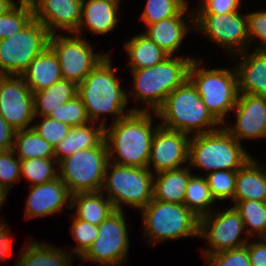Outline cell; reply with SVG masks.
<instances>
[{
	"label": "cell",
	"mask_w": 266,
	"mask_h": 266,
	"mask_svg": "<svg viewBox=\"0 0 266 266\" xmlns=\"http://www.w3.org/2000/svg\"><path fill=\"white\" fill-rule=\"evenodd\" d=\"M150 109H131L126 116L114 121L110 129L104 127V140L108 157L117 153L112 163L148 168L152 139L157 127L152 129Z\"/></svg>",
	"instance_id": "1"
},
{
	"label": "cell",
	"mask_w": 266,
	"mask_h": 266,
	"mask_svg": "<svg viewBox=\"0 0 266 266\" xmlns=\"http://www.w3.org/2000/svg\"><path fill=\"white\" fill-rule=\"evenodd\" d=\"M155 115L164 120L160 126L188 135L191 130H195L194 135L209 133L217 130L214 126L221 125L208 111L189 80L166 97Z\"/></svg>",
	"instance_id": "2"
},
{
	"label": "cell",
	"mask_w": 266,
	"mask_h": 266,
	"mask_svg": "<svg viewBox=\"0 0 266 266\" xmlns=\"http://www.w3.org/2000/svg\"><path fill=\"white\" fill-rule=\"evenodd\" d=\"M126 93L115 77L110 56H107L78 84L77 95L94 124L104 113L116 115L115 121L125 117L124 111L128 102Z\"/></svg>",
	"instance_id": "3"
},
{
	"label": "cell",
	"mask_w": 266,
	"mask_h": 266,
	"mask_svg": "<svg viewBox=\"0 0 266 266\" xmlns=\"http://www.w3.org/2000/svg\"><path fill=\"white\" fill-rule=\"evenodd\" d=\"M189 143V166L208 173L239 170L251 157L234 137L220 127L209 133L193 135Z\"/></svg>",
	"instance_id": "4"
},
{
	"label": "cell",
	"mask_w": 266,
	"mask_h": 266,
	"mask_svg": "<svg viewBox=\"0 0 266 266\" xmlns=\"http://www.w3.org/2000/svg\"><path fill=\"white\" fill-rule=\"evenodd\" d=\"M193 59L167 57L153 67L131 70L135 99L149 104L156 112L166 97L188 80L189 67Z\"/></svg>",
	"instance_id": "5"
},
{
	"label": "cell",
	"mask_w": 266,
	"mask_h": 266,
	"mask_svg": "<svg viewBox=\"0 0 266 266\" xmlns=\"http://www.w3.org/2000/svg\"><path fill=\"white\" fill-rule=\"evenodd\" d=\"M202 61L194 59L191 62L188 80L196 88L202 102L212 116L225 125V115L234 110L239 91L236 70L200 68Z\"/></svg>",
	"instance_id": "6"
},
{
	"label": "cell",
	"mask_w": 266,
	"mask_h": 266,
	"mask_svg": "<svg viewBox=\"0 0 266 266\" xmlns=\"http://www.w3.org/2000/svg\"><path fill=\"white\" fill-rule=\"evenodd\" d=\"M110 167L113 169L111 173L108 172ZM153 180V172L148 168L122 166L109 159L102 188L108 192L107 197L116 210H123V202L143 209L153 199Z\"/></svg>",
	"instance_id": "7"
},
{
	"label": "cell",
	"mask_w": 266,
	"mask_h": 266,
	"mask_svg": "<svg viewBox=\"0 0 266 266\" xmlns=\"http://www.w3.org/2000/svg\"><path fill=\"white\" fill-rule=\"evenodd\" d=\"M109 161L103 139L96 147L84 149L58 162V177L71 194L102 191L105 169Z\"/></svg>",
	"instance_id": "8"
},
{
	"label": "cell",
	"mask_w": 266,
	"mask_h": 266,
	"mask_svg": "<svg viewBox=\"0 0 266 266\" xmlns=\"http://www.w3.org/2000/svg\"><path fill=\"white\" fill-rule=\"evenodd\" d=\"M142 210L144 235H149L150 244L167 239L199 236V218L184 204L155 200Z\"/></svg>",
	"instance_id": "9"
},
{
	"label": "cell",
	"mask_w": 266,
	"mask_h": 266,
	"mask_svg": "<svg viewBox=\"0 0 266 266\" xmlns=\"http://www.w3.org/2000/svg\"><path fill=\"white\" fill-rule=\"evenodd\" d=\"M50 33L34 18L19 32L0 40V75L22 76L49 46Z\"/></svg>",
	"instance_id": "10"
},
{
	"label": "cell",
	"mask_w": 266,
	"mask_h": 266,
	"mask_svg": "<svg viewBox=\"0 0 266 266\" xmlns=\"http://www.w3.org/2000/svg\"><path fill=\"white\" fill-rule=\"evenodd\" d=\"M123 210H116L98 225V237L80 257L106 266L125 263L129 238Z\"/></svg>",
	"instance_id": "11"
},
{
	"label": "cell",
	"mask_w": 266,
	"mask_h": 266,
	"mask_svg": "<svg viewBox=\"0 0 266 266\" xmlns=\"http://www.w3.org/2000/svg\"><path fill=\"white\" fill-rule=\"evenodd\" d=\"M49 47L58 57L62 77L77 85L108 56L94 54L90 44L79 35L68 37L50 34Z\"/></svg>",
	"instance_id": "12"
},
{
	"label": "cell",
	"mask_w": 266,
	"mask_h": 266,
	"mask_svg": "<svg viewBox=\"0 0 266 266\" xmlns=\"http://www.w3.org/2000/svg\"><path fill=\"white\" fill-rule=\"evenodd\" d=\"M193 16V24L198 30L203 31L208 39L227 50L232 49L234 53L236 51L237 54L246 51V45L250 43L248 42L247 15L242 16L235 11L227 14H196V17Z\"/></svg>",
	"instance_id": "13"
},
{
	"label": "cell",
	"mask_w": 266,
	"mask_h": 266,
	"mask_svg": "<svg viewBox=\"0 0 266 266\" xmlns=\"http://www.w3.org/2000/svg\"><path fill=\"white\" fill-rule=\"evenodd\" d=\"M205 215L199 219V237L206 238L213 250H206L204 256L236 249L247 244V239H240L245 231L240 213L234 206L232 208Z\"/></svg>",
	"instance_id": "14"
},
{
	"label": "cell",
	"mask_w": 266,
	"mask_h": 266,
	"mask_svg": "<svg viewBox=\"0 0 266 266\" xmlns=\"http://www.w3.org/2000/svg\"><path fill=\"white\" fill-rule=\"evenodd\" d=\"M0 75V115L16 131L35 118L33 93L21 76Z\"/></svg>",
	"instance_id": "15"
},
{
	"label": "cell",
	"mask_w": 266,
	"mask_h": 266,
	"mask_svg": "<svg viewBox=\"0 0 266 266\" xmlns=\"http://www.w3.org/2000/svg\"><path fill=\"white\" fill-rule=\"evenodd\" d=\"M187 135L177 130L157 126L152 139L148 169L152 163L157 174L182 168L181 164L189 162L190 138Z\"/></svg>",
	"instance_id": "16"
},
{
	"label": "cell",
	"mask_w": 266,
	"mask_h": 266,
	"mask_svg": "<svg viewBox=\"0 0 266 266\" xmlns=\"http://www.w3.org/2000/svg\"><path fill=\"white\" fill-rule=\"evenodd\" d=\"M236 125L223 127L239 143L245 138L266 137V96L239 93Z\"/></svg>",
	"instance_id": "17"
},
{
	"label": "cell",
	"mask_w": 266,
	"mask_h": 266,
	"mask_svg": "<svg viewBox=\"0 0 266 266\" xmlns=\"http://www.w3.org/2000/svg\"><path fill=\"white\" fill-rule=\"evenodd\" d=\"M83 0H30L34 19L54 34L59 28L75 33L81 21Z\"/></svg>",
	"instance_id": "18"
},
{
	"label": "cell",
	"mask_w": 266,
	"mask_h": 266,
	"mask_svg": "<svg viewBox=\"0 0 266 266\" xmlns=\"http://www.w3.org/2000/svg\"><path fill=\"white\" fill-rule=\"evenodd\" d=\"M29 187L31 191L26 203L27 218L43 217L58 211L61 212L68 199L69 209H71L72 194L59 177L44 184Z\"/></svg>",
	"instance_id": "19"
},
{
	"label": "cell",
	"mask_w": 266,
	"mask_h": 266,
	"mask_svg": "<svg viewBox=\"0 0 266 266\" xmlns=\"http://www.w3.org/2000/svg\"><path fill=\"white\" fill-rule=\"evenodd\" d=\"M242 54L235 69L239 93L266 96V50Z\"/></svg>",
	"instance_id": "20"
},
{
	"label": "cell",
	"mask_w": 266,
	"mask_h": 266,
	"mask_svg": "<svg viewBox=\"0 0 266 266\" xmlns=\"http://www.w3.org/2000/svg\"><path fill=\"white\" fill-rule=\"evenodd\" d=\"M21 77L32 93L50 87L63 78L57 55L48 46L32 60Z\"/></svg>",
	"instance_id": "21"
},
{
	"label": "cell",
	"mask_w": 266,
	"mask_h": 266,
	"mask_svg": "<svg viewBox=\"0 0 266 266\" xmlns=\"http://www.w3.org/2000/svg\"><path fill=\"white\" fill-rule=\"evenodd\" d=\"M119 3L109 0L82 1L81 21L75 36L80 35L82 24L94 34H105L113 30L117 24Z\"/></svg>",
	"instance_id": "22"
},
{
	"label": "cell",
	"mask_w": 266,
	"mask_h": 266,
	"mask_svg": "<svg viewBox=\"0 0 266 266\" xmlns=\"http://www.w3.org/2000/svg\"><path fill=\"white\" fill-rule=\"evenodd\" d=\"M104 122L102 120L97 127L89 126V123L72 127L68 135L54 147L57 162L80 150L96 147L104 139Z\"/></svg>",
	"instance_id": "23"
},
{
	"label": "cell",
	"mask_w": 266,
	"mask_h": 266,
	"mask_svg": "<svg viewBox=\"0 0 266 266\" xmlns=\"http://www.w3.org/2000/svg\"><path fill=\"white\" fill-rule=\"evenodd\" d=\"M252 157L237 170L235 204L239 201L255 200L266 202V180L262 169Z\"/></svg>",
	"instance_id": "24"
},
{
	"label": "cell",
	"mask_w": 266,
	"mask_h": 266,
	"mask_svg": "<svg viewBox=\"0 0 266 266\" xmlns=\"http://www.w3.org/2000/svg\"><path fill=\"white\" fill-rule=\"evenodd\" d=\"M74 207H77V211L73 217L93 225H99L116 211L110 199L104 198L103 191L72 194L71 210Z\"/></svg>",
	"instance_id": "25"
},
{
	"label": "cell",
	"mask_w": 266,
	"mask_h": 266,
	"mask_svg": "<svg viewBox=\"0 0 266 266\" xmlns=\"http://www.w3.org/2000/svg\"><path fill=\"white\" fill-rule=\"evenodd\" d=\"M185 12L187 7L178 16L147 25L148 30L144 33L169 56L179 48L188 31L189 26L182 18Z\"/></svg>",
	"instance_id": "26"
},
{
	"label": "cell",
	"mask_w": 266,
	"mask_h": 266,
	"mask_svg": "<svg viewBox=\"0 0 266 266\" xmlns=\"http://www.w3.org/2000/svg\"><path fill=\"white\" fill-rule=\"evenodd\" d=\"M188 167L159 172L154 177L153 198L155 200L183 204L186 186L192 175Z\"/></svg>",
	"instance_id": "27"
},
{
	"label": "cell",
	"mask_w": 266,
	"mask_h": 266,
	"mask_svg": "<svg viewBox=\"0 0 266 266\" xmlns=\"http://www.w3.org/2000/svg\"><path fill=\"white\" fill-rule=\"evenodd\" d=\"M78 85L62 78L48 88L33 93L35 117L48 116L63 103L77 96Z\"/></svg>",
	"instance_id": "28"
},
{
	"label": "cell",
	"mask_w": 266,
	"mask_h": 266,
	"mask_svg": "<svg viewBox=\"0 0 266 266\" xmlns=\"http://www.w3.org/2000/svg\"><path fill=\"white\" fill-rule=\"evenodd\" d=\"M129 55V66L131 70L153 67L164 61L169 55L165 53L146 34L141 33L124 43Z\"/></svg>",
	"instance_id": "29"
},
{
	"label": "cell",
	"mask_w": 266,
	"mask_h": 266,
	"mask_svg": "<svg viewBox=\"0 0 266 266\" xmlns=\"http://www.w3.org/2000/svg\"><path fill=\"white\" fill-rule=\"evenodd\" d=\"M16 266H70L71 255L54 245L29 242Z\"/></svg>",
	"instance_id": "30"
},
{
	"label": "cell",
	"mask_w": 266,
	"mask_h": 266,
	"mask_svg": "<svg viewBox=\"0 0 266 266\" xmlns=\"http://www.w3.org/2000/svg\"><path fill=\"white\" fill-rule=\"evenodd\" d=\"M13 151L21 160L33 158H55L54 147L43 139L32 127L15 133Z\"/></svg>",
	"instance_id": "31"
},
{
	"label": "cell",
	"mask_w": 266,
	"mask_h": 266,
	"mask_svg": "<svg viewBox=\"0 0 266 266\" xmlns=\"http://www.w3.org/2000/svg\"><path fill=\"white\" fill-rule=\"evenodd\" d=\"M214 201L206 178L191 175L186 186L183 204L200 219L211 213L209 206Z\"/></svg>",
	"instance_id": "32"
},
{
	"label": "cell",
	"mask_w": 266,
	"mask_h": 266,
	"mask_svg": "<svg viewBox=\"0 0 266 266\" xmlns=\"http://www.w3.org/2000/svg\"><path fill=\"white\" fill-rule=\"evenodd\" d=\"M240 213L248 235L258 234V239L266 237V202L246 200L233 205ZM255 232V233H254Z\"/></svg>",
	"instance_id": "33"
},
{
	"label": "cell",
	"mask_w": 266,
	"mask_h": 266,
	"mask_svg": "<svg viewBox=\"0 0 266 266\" xmlns=\"http://www.w3.org/2000/svg\"><path fill=\"white\" fill-rule=\"evenodd\" d=\"M33 8L30 0H20L5 14L0 15V40L11 37L22 30L32 19Z\"/></svg>",
	"instance_id": "34"
},
{
	"label": "cell",
	"mask_w": 266,
	"mask_h": 266,
	"mask_svg": "<svg viewBox=\"0 0 266 266\" xmlns=\"http://www.w3.org/2000/svg\"><path fill=\"white\" fill-rule=\"evenodd\" d=\"M54 164H58L55 158H33L20 161L21 175L30 180V186L44 184L58 178Z\"/></svg>",
	"instance_id": "35"
},
{
	"label": "cell",
	"mask_w": 266,
	"mask_h": 266,
	"mask_svg": "<svg viewBox=\"0 0 266 266\" xmlns=\"http://www.w3.org/2000/svg\"><path fill=\"white\" fill-rule=\"evenodd\" d=\"M185 8L186 6L179 0H148L141 15V20L146 25H151L178 16Z\"/></svg>",
	"instance_id": "36"
},
{
	"label": "cell",
	"mask_w": 266,
	"mask_h": 266,
	"mask_svg": "<svg viewBox=\"0 0 266 266\" xmlns=\"http://www.w3.org/2000/svg\"><path fill=\"white\" fill-rule=\"evenodd\" d=\"M48 116L71 127L83 125L88 122L92 125L86 108L78 95L60 105L58 109L53 110Z\"/></svg>",
	"instance_id": "37"
},
{
	"label": "cell",
	"mask_w": 266,
	"mask_h": 266,
	"mask_svg": "<svg viewBox=\"0 0 266 266\" xmlns=\"http://www.w3.org/2000/svg\"><path fill=\"white\" fill-rule=\"evenodd\" d=\"M237 171L217 170L208 173L207 180L210 192L215 199L224 200L234 197Z\"/></svg>",
	"instance_id": "38"
},
{
	"label": "cell",
	"mask_w": 266,
	"mask_h": 266,
	"mask_svg": "<svg viewBox=\"0 0 266 266\" xmlns=\"http://www.w3.org/2000/svg\"><path fill=\"white\" fill-rule=\"evenodd\" d=\"M71 227V234L79 244L73 248V251L77 254V257H81L97 239L98 225H93L75 217Z\"/></svg>",
	"instance_id": "39"
},
{
	"label": "cell",
	"mask_w": 266,
	"mask_h": 266,
	"mask_svg": "<svg viewBox=\"0 0 266 266\" xmlns=\"http://www.w3.org/2000/svg\"><path fill=\"white\" fill-rule=\"evenodd\" d=\"M32 128L43 139L55 147L68 135L72 127L60 121H56L49 116H44L43 121L36 123Z\"/></svg>",
	"instance_id": "40"
},
{
	"label": "cell",
	"mask_w": 266,
	"mask_h": 266,
	"mask_svg": "<svg viewBox=\"0 0 266 266\" xmlns=\"http://www.w3.org/2000/svg\"><path fill=\"white\" fill-rule=\"evenodd\" d=\"M13 149L0 151V185L7 191L15 181H20V159L15 158ZM10 185V186H9Z\"/></svg>",
	"instance_id": "41"
},
{
	"label": "cell",
	"mask_w": 266,
	"mask_h": 266,
	"mask_svg": "<svg viewBox=\"0 0 266 266\" xmlns=\"http://www.w3.org/2000/svg\"><path fill=\"white\" fill-rule=\"evenodd\" d=\"M209 266H251L247 246L214 253L206 257Z\"/></svg>",
	"instance_id": "42"
},
{
	"label": "cell",
	"mask_w": 266,
	"mask_h": 266,
	"mask_svg": "<svg viewBox=\"0 0 266 266\" xmlns=\"http://www.w3.org/2000/svg\"><path fill=\"white\" fill-rule=\"evenodd\" d=\"M247 27L249 42L258 37L262 43L256 50H266V10L247 14Z\"/></svg>",
	"instance_id": "43"
},
{
	"label": "cell",
	"mask_w": 266,
	"mask_h": 266,
	"mask_svg": "<svg viewBox=\"0 0 266 266\" xmlns=\"http://www.w3.org/2000/svg\"><path fill=\"white\" fill-rule=\"evenodd\" d=\"M195 14H227L238 11L240 0H201Z\"/></svg>",
	"instance_id": "44"
},
{
	"label": "cell",
	"mask_w": 266,
	"mask_h": 266,
	"mask_svg": "<svg viewBox=\"0 0 266 266\" xmlns=\"http://www.w3.org/2000/svg\"><path fill=\"white\" fill-rule=\"evenodd\" d=\"M260 240L246 244L251 266H266V238Z\"/></svg>",
	"instance_id": "45"
},
{
	"label": "cell",
	"mask_w": 266,
	"mask_h": 266,
	"mask_svg": "<svg viewBox=\"0 0 266 266\" xmlns=\"http://www.w3.org/2000/svg\"><path fill=\"white\" fill-rule=\"evenodd\" d=\"M16 130L0 115V151L13 149Z\"/></svg>",
	"instance_id": "46"
},
{
	"label": "cell",
	"mask_w": 266,
	"mask_h": 266,
	"mask_svg": "<svg viewBox=\"0 0 266 266\" xmlns=\"http://www.w3.org/2000/svg\"><path fill=\"white\" fill-rule=\"evenodd\" d=\"M4 222L0 223V260L5 261V259L8 258L9 251H10V237L8 234H10V230L6 232L8 229H5Z\"/></svg>",
	"instance_id": "47"
},
{
	"label": "cell",
	"mask_w": 266,
	"mask_h": 266,
	"mask_svg": "<svg viewBox=\"0 0 266 266\" xmlns=\"http://www.w3.org/2000/svg\"><path fill=\"white\" fill-rule=\"evenodd\" d=\"M14 5H15V2H13V0H0V15L5 14Z\"/></svg>",
	"instance_id": "48"
},
{
	"label": "cell",
	"mask_w": 266,
	"mask_h": 266,
	"mask_svg": "<svg viewBox=\"0 0 266 266\" xmlns=\"http://www.w3.org/2000/svg\"><path fill=\"white\" fill-rule=\"evenodd\" d=\"M7 192L8 191L2 185H0V207L5 201L6 195L8 194Z\"/></svg>",
	"instance_id": "49"
},
{
	"label": "cell",
	"mask_w": 266,
	"mask_h": 266,
	"mask_svg": "<svg viewBox=\"0 0 266 266\" xmlns=\"http://www.w3.org/2000/svg\"><path fill=\"white\" fill-rule=\"evenodd\" d=\"M179 1H181L188 8V4L185 0H179Z\"/></svg>",
	"instance_id": "50"
},
{
	"label": "cell",
	"mask_w": 266,
	"mask_h": 266,
	"mask_svg": "<svg viewBox=\"0 0 266 266\" xmlns=\"http://www.w3.org/2000/svg\"><path fill=\"white\" fill-rule=\"evenodd\" d=\"M109 1L119 3L120 0H109Z\"/></svg>",
	"instance_id": "51"
}]
</instances>
